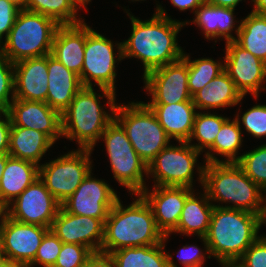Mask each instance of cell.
Masks as SVG:
<instances>
[{"mask_svg": "<svg viewBox=\"0 0 266 267\" xmlns=\"http://www.w3.org/2000/svg\"><path fill=\"white\" fill-rule=\"evenodd\" d=\"M130 16L132 33L128 40L122 42L123 59L138 58L144 65V75L148 72L174 63L183 58L184 51L179 47L176 37L188 21L180 22L167 16L161 5L150 20L142 21Z\"/></svg>", "mask_w": 266, "mask_h": 267, "instance_id": "1", "label": "cell"}, {"mask_svg": "<svg viewBox=\"0 0 266 267\" xmlns=\"http://www.w3.org/2000/svg\"><path fill=\"white\" fill-rule=\"evenodd\" d=\"M263 218L248 211L214 206L204 242L208 258L236 263L256 241Z\"/></svg>", "mask_w": 266, "mask_h": 267, "instance_id": "2", "label": "cell"}, {"mask_svg": "<svg viewBox=\"0 0 266 267\" xmlns=\"http://www.w3.org/2000/svg\"><path fill=\"white\" fill-rule=\"evenodd\" d=\"M132 204L123 207L118 198L104 222L101 252L151 246L162 243L164 234L158 229L151 206L141 194Z\"/></svg>", "mask_w": 266, "mask_h": 267, "instance_id": "3", "label": "cell"}, {"mask_svg": "<svg viewBox=\"0 0 266 267\" xmlns=\"http://www.w3.org/2000/svg\"><path fill=\"white\" fill-rule=\"evenodd\" d=\"M199 181L210 201L231 202L234 205L220 206L248 211L260 215L266 213V195L236 163L214 162L198 166Z\"/></svg>", "mask_w": 266, "mask_h": 267, "instance_id": "4", "label": "cell"}, {"mask_svg": "<svg viewBox=\"0 0 266 267\" xmlns=\"http://www.w3.org/2000/svg\"><path fill=\"white\" fill-rule=\"evenodd\" d=\"M60 25L52 18L20 10L0 52L12 63L51 54L53 39Z\"/></svg>", "mask_w": 266, "mask_h": 267, "instance_id": "5", "label": "cell"}, {"mask_svg": "<svg viewBox=\"0 0 266 267\" xmlns=\"http://www.w3.org/2000/svg\"><path fill=\"white\" fill-rule=\"evenodd\" d=\"M93 87H83L61 113L62 136L76 140L79 149H92L106 127L114 120L100 105L101 95Z\"/></svg>", "mask_w": 266, "mask_h": 267, "instance_id": "6", "label": "cell"}, {"mask_svg": "<svg viewBox=\"0 0 266 267\" xmlns=\"http://www.w3.org/2000/svg\"><path fill=\"white\" fill-rule=\"evenodd\" d=\"M114 119L123 127L135 152L147 166L170 144L171 138L160 125L155 113L144 102L117 105Z\"/></svg>", "mask_w": 266, "mask_h": 267, "instance_id": "7", "label": "cell"}, {"mask_svg": "<svg viewBox=\"0 0 266 267\" xmlns=\"http://www.w3.org/2000/svg\"><path fill=\"white\" fill-rule=\"evenodd\" d=\"M113 47L111 40L85 23L84 61L79 78L83 87H93L91 80L95 81V85L99 86L103 96L108 99L107 105L110 106L111 114L115 113L117 106L115 103V77L117 75L115 63L117 60H123L122 42L117 43L118 56L114 53Z\"/></svg>", "mask_w": 266, "mask_h": 267, "instance_id": "8", "label": "cell"}, {"mask_svg": "<svg viewBox=\"0 0 266 267\" xmlns=\"http://www.w3.org/2000/svg\"><path fill=\"white\" fill-rule=\"evenodd\" d=\"M104 139L114 178L133 192L140 194L145 188L144 173L147 165L135 152L123 127L114 119L104 130Z\"/></svg>", "mask_w": 266, "mask_h": 267, "instance_id": "9", "label": "cell"}, {"mask_svg": "<svg viewBox=\"0 0 266 267\" xmlns=\"http://www.w3.org/2000/svg\"><path fill=\"white\" fill-rule=\"evenodd\" d=\"M91 153L92 149L78 148L39 166V178L60 204L76 191L92 171Z\"/></svg>", "mask_w": 266, "mask_h": 267, "instance_id": "10", "label": "cell"}, {"mask_svg": "<svg viewBox=\"0 0 266 267\" xmlns=\"http://www.w3.org/2000/svg\"><path fill=\"white\" fill-rule=\"evenodd\" d=\"M180 146L168 145L147 166V175H152L154 186L193 187V170L201 154L189 144L179 141Z\"/></svg>", "mask_w": 266, "mask_h": 267, "instance_id": "11", "label": "cell"}, {"mask_svg": "<svg viewBox=\"0 0 266 267\" xmlns=\"http://www.w3.org/2000/svg\"><path fill=\"white\" fill-rule=\"evenodd\" d=\"M50 228L11 219L6 213L0 223V240L4 257L15 267H27L37 254Z\"/></svg>", "mask_w": 266, "mask_h": 267, "instance_id": "12", "label": "cell"}, {"mask_svg": "<svg viewBox=\"0 0 266 267\" xmlns=\"http://www.w3.org/2000/svg\"><path fill=\"white\" fill-rule=\"evenodd\" d=\"M60 207L61 204L38 178L5 208V212L16 221L51 228Z\"/></svg>", "mask_w": 266, "mask_h": 267, "instance_id": "13", "label": "cell"}, {"mask_svg": "<svg viewBox=\"0 0 266 267\" xmlns=\"http://www.w3.org/2000/svg\"><path fill=\"white\" fill-rule=\"evenodd\" d=\"M145 88L152 95L146 104H173L192 101L188 89V63L182 58L156 68L144 76Z\"/></svg>", "mask_w": 266, "mask_h": 267, "instance_id": "14", "label": "cell"}, {"mask_svg": "<svg viewBox=\"0 0 266 267\" xmlns=\"http://www.w3.org/2000/svg\"><path fill=\"white\" fill-rule=\"evenodd\" d=\"M117 199L114 189L105 181L93 178L90 171L61 207L68 213L97 218L104 223Z\"/></svg>", "mask_w": 266, "mask_h": 267, "instance_id": "15", "label": "cell"}, {"mask_svg": "<svg viewBox=\"0 0 266 267\" xmlns=\"http://www.w3.org/2000/svg\"><path fill=\"white\" fill-rule=\"evenodd\" d=\"M225 43L224 70L243 96L250 92L257 98L259 90L265 89L262 83L266 81V63L243 49L235 41Z\"/></svg>", "mask_w": 266, "mask_h": 267, "instance_id": "16", "label": "cell"}, {"mask_svg": "<svg viewBox=\"0 0 266 267\" xmlns=\"http://www.w3.org/2000/svg\"><path fill=\"white\" fill-rule=\"evenodd\" d=\"M50 229L63 243L80 244L93 253L101 252L104 223L100 219L74 215L60 207Z\"/></svg>", "mask_w": 266, "mask_h": 267, "instance_id": "17", "label": "cell"}, {"mask_svg": "<svg viewBox=\"0 0 266 267\" xmlns=\"http://www.w3.org/2000/svg\"><path fill=\"white\" fill-rule=\"evenodd\" d=\"M11 127H25L46 134L54 143L62 136L61 113L46 102L14 99L6 112Z\"/></svg>", "mask_w": 266, "mask_h": 267, "instance_id": "18", "label": "cell"}, {"mask_svg": "<svg viewBox=\"0 0 266 267\" xmlns=\"http://www.w3.org/2000/svg\"><path fill=\"white\" fill-rule=\"evenodd\" d=\"M192 192L188 187L154 186L152 192L146 187L140 194L151 206L156 225L165 235L177 228L186 198Z\"/></svg>", "mask_w": 266, "mask_h": 267, "instance_id": "19", "label": "cell"}, {"mask_svg": "<svg viewBox=\"0 0 266 267\" xmlns=\"http://www.w3.org/2000/svg\"><path fill=\"white\" fill-rule=\"evenodd\" d=\"M47 92V55L14 63L15 99L46 102Z\"/></svg>", "mask_w": 266, "mask_h": 267, "instance_id": "20", "label": "cell"}, {"mask_svg": "<svg viewBox=\"0 0 266 267\" xmlns=\"http://www.w3.org/2000/svg\"><path fill=\"white\" fill-rule=\"evenodd\" d=\"M48 92L46 103L62 113L83 88L79 75L67 69L51 54L47 55Z\"/></svg>", "mask_w": 266, "mask_h": 267, "instance_id": "21", "label": "cell"}, {"mask_svg": "<svg viewBox=\"0 0 266 267\" xmlns=\"http://www.w3.org/2000/svg\"><path fill=\"white\" fill-rule=\"evenodd\" d=\"M85 50V22L60 25L55 33L51 55L67 69L81 75Z\"/></svg>", "mask_w": 266, "mask_h": 267, "instance_id": "22", "label": "cell"}, {"mask_svg": "<svg viewBox=\"0 0 266 267\" xmlns=\"http://www.w3.org/2000/svg\"><path fill=\"white\" fill-rule=\"evenodd\" d=\"M172 139L187 142L191 136L197 109L193 101L173 104H147Z\"/></svg>", "mask_w": 266, "mask_h": 267, "instance_id": "23", "label": "cell"}, {"mask_svg": "<svg viewBox=\"0 0 266 267\" xmlns=\"http://www.w3.org/2000/svg\"><path fill=\"white\" fill-rule=\"evenodd\" d=\"M39 178V166L9 157L0 181V204L7 208L26 188Z\"/></svg>", "mask_w": 266, "mask_h": 267, "instance_id": "24", "label": "cell"}, {"mask_svg": "<svg viewBox=\"0 0 266 267\" xmlns=\"http://www.w3.org/2000/svg\"><path fill=\"white\" fill-rule=\"evenodd\" d=\"M244 96L236 88L235 83L224 70L208 86L192 96V101L197 109H214L235 106L243 100Z\"/></svg>", "mask_w": 266, "mask_h": 267, "instance_id": "25", "label": "cell"}, {"mask_svg": "<svg viewBox=\"0 0 266 267\" xmlns=\"http://www.w3.org/2000/svg\"><path fill=\"white\" fill-rule=\"evenodd\" d=\"M165 234L162 243L151 246H137L115 250L110 253L116 267H177L172 255L164 251Z\"/></svg>", "mask_w": 266, "mask_h": 267, "instance_id": "26", "label": "cell"}, {"mask_svg": "<svg viewBox=\"0 0 266 267\" xmlns=\"http://www.w3.org/2000/svg\"><path fill=\"white\" fill-rule=\"evenodd\" d=\"M54 142L44 133L25 127H11L8 154L40 166V160Z\"/></svg>", "mask_w": 266, "mask_h": 267, "instance_id": "27", "label": "cell"}, {"mask_svg": "<svg viewBox=\"0 0 266 267\" xmlns=\"http://www.w3.org/2000/svg\"><path fill=\"white\" fill-rule=\"evenodd\" d=\"M234 8L214 6L206 1L194 12L193 23L202 28L205 38H225L226 42L235 41L231 32L234 31Z\"/></svg>", "mask_w": 266, "mask_h": 267, "instance_id": "28", "label": "cell"}, {"mask_svg": "<svg viewBox=\"0 0 266 267\" xmlns=\"http://www.w3.org/2000/svg\"><path fill=\"white\" fill-rule=\"evenodd\" d=\"M203 197L197 198L194 191L186 198L181 216L174 233L187 235L198 234L205 237L210 224L214 204L210 203L207 192L204 190ZM200 199V200H199Z\"/></svg>", "mask_w": 266, "mask_h": 267, "instance_id": "29", "label": "cell"}, {"mask_svg": "<svg viewBox=\"0 0 266 267\" xmlns=\"http://www.w3.org/2000/svg\"><path fill=\"white\" fill-rule=\"evenodd\" d=\"M235 31V42L266 63V16L251 12Z\"/></svg>", "mask_w": 266, "mask_h": 267, "instance_id": "30", "label": "cell"}, {"mask_svg": "<svg viewBox=\"0 0 266 267\" xmlns=\"http://www.w3.org/2000/svg\"><path fill=\"white\" fill-rule=\"evenodd\" d=\"M239 115H236L235 119L232 121L228 118L222 125L220 132L217 134V137L213 145L208 149L210 150L205 153L206 163L214 162H237L239 156H236L239 148L242 144V131L240 127ZM220 154L221 156L226 157V160L222 161L217 159L213 153ZM228 159V160H227Z\"/></svg>", "mask_w": 266, "mask_h": 267, "instance_id": "31", "label": "cell"}, {"mask_svg": "<svg viewBox=\"0 0 266 267\" xmlns=\"http://www.w3.org/2000/svg\"><path fill=\"white\" fill-rule=\"evenodd\" d=\"M27 10L48 16L59 25H75L84 21L77 18L75 0H28Z\"/></svg>", "mask_w": 266, "mask_h": 267, "instance_id": "32", "label": "cell"}, {"mask_svg": "<svg viewBox=\"0 0 266 267\" xmlns=\"http://www.w3.org/2000/svg\"><path fill=\"white\" fill-rule=\"evenodd\" d=\"M227 119V117L211 113H196L192 133L187 142L191 144L192 139H196L199 143L191 144V146L199 152H202L205 148L209 149Z\"/></svg>", "mask_w": 266, "mask_h": 267, "instance_id": "33", "label": "cell"}, {"mask_svg": "<svg viewBox=\"0 0 266 267\" xmlns=\"http://www.w3.org/2000/svg\"><path fill=\"white\" fill-rule=\"evenodd\" d=\"M189 55L184 53L183 58L188 63V89L193 96L204 86L224 71V64L210 58L195 59L191 61Z\"/></svg>", "mask_w": 266, "mask_h": 267, "instance_id": "34", "label": "cell"}, {"mask_svg": "<svg viewBox=\"0 0 266 267\" xmlns=\"http://www.w3.org/2000/svg\"><path fill=\"white\" fill-rule=\"evenodd\" d=\"M236 163L266 193V144L242 154Z\"/></svg>", "mask_w": 266, "mask_h": 267, "instance_id": "35", "label": "cell"}, {"mask_svg": "<svg viewBox=\"0 0 266 267\" xmlns=\"http://www.w3.org/2000/svg\"><path fill=\"white\" fill-rule=\"evenodd\" d=\"M62 241L49 229L44 235L35 259L27 266L53 267L62 248Z\"/></svg>", "mask_w": 266, "mask_h": 267, "instance_id": "36", "label": "cell"}, {"mask_svg": "<svg viewBox=\"0 0 266 267\" xmlns=\"http://www.w3.org/2000/svg\"><path fill=\"white\" fill-rule=\"evenodd\" d=\"M14 99V63L0 52V109L7 112Z\"/></svg>", "mask_w": 266, "mask_h": 267, "instance_id": "37", "label": "cell"}, {"mask_svg": "<svg viewBox=\"0 0 266 267\" xmlns=\"http://www.w3.org/2000/svg\"><path fill=\"white\" fill-rule=\"evenodd\" d=\"M93 252L80 244L62 243L53 267H82Z\"/></svg>", "mask_w": 266, "mask_h": 267, "instance_id": "38", "label": "cell"}, {"mask_svg": "<svg viewBox=\"0 0 266 267\" xmlns=\"http://www.w3.org/2000/svg\"><path fill=\"white\" fill-rule=\"evenodd\" d=\"M241 120L246 131L253 137L266 136V105H254L243 113Z\"/></svg>", "mask_w": 266, "mask_h": 267, "instance_id": "39", "label": "cell"}, {"mask_svg": "<svg viewBox=\"0 0 266 267\" xmlns=\"http://www.w3.org/2000/svg\"><path fill=\"white\" fill-rule=\"evenodd\" d=\"M236 264L239 267H266V236H259Z\"/></svg>", "mask_w": 266, "mask_h": 267, "instance_id": "40", "label": "cell"}, {"mask_svg": "<svg viewBox=\"0 0 266 267\" xmlns=\"http://www.w3.org/2000/svg\"><path fill=\"white\" fill-rule=\"evenodd\" d=\"M20 11L13 3L7 0H0V45L4 33L5 39L8 36L11 28L14 26L15 19Z\"/></svg>", "mask_w": 266, "mask_h": 267, "instance_id": "41", "label": "cell"}, {"mask_svg": "<svg viewBox=\"0 0 266 267\" xmlns=\"http://www.w3.org/2000/svg\"><path fill=\"white\" fill-rule=\"evenodd\" d=\"M179 260L184 267H202L205 254L197 246L185 245L179 250Z\"/></svg>", "mask_w": 266, "mask_h": 267, "instance_id": "42", "label": "cell"}, {"mask_svg": "<svg viewBox=\"0 0 266 267\" xmlns=\"http://www.w3.org/2000/svg\"><path fill=\"white\" fill-rule=\"evenodd\" d=\"M3 116V119L0 117V155L8 154L12 125L10 116L6 112L3 114Z\"/></svg>", "mask_w": 266, "mask_h": 267, "instance_id": "43", "label": "cell"}, {"mask_svg": "<svg viewBox=\"0 0 266 267\" xmlns=\"http://www.w3.org/2000/svg\"><path fill=\"white\" fill-rule=\"evenodd\" d=\"M82 267H116L110 254L93 253Z\"/></svg>", "mask_w": 266, "mask_h": 267, "instance_id": "44", "label": "cell"}, {"mask_svg": "<svg viewBox=\"0 0 266 267\" xmlns=\"http://www.w3.org/2000/svg\"><path fill=\"white\" fill-rule=\"evenodd\" d=\"M180 11L192 9L195 12L206 0H170Z\"/></svg>", "mask_w": 266, "mask_h": 267, "instance_id": "45", "label": "cell"}, {"mask_svg": "<svg viewBox=\"0 0 266 267\" xmlns=\"http://www.w3.org/2000/svg\"><path fill=\"white\" fill-rule=\"evenodd\" d=\"M240 1L242 0H206L207 3L214 6L228 7L234 9Z\"/></svg>", "mask_w": 266, "mask_h": 267, "instance_id": "46", "label": "cell"}, {"mask_svg": "<svg viewBox=\"0 0 266 267\" xmlns=\"http://www.w3.org/2000/svg\"><path fill=\"white\" fill-rule=\"evenodd\" d=\"M254 2V9L252 12L266 16V0H252Z\"/></svg>", "mask_w": 266, "mask_h": 267, "instance_id": "47", "label": "cell"}, {"mask_svg": "<svg viewBox=\"0 0 266 267\" xmlns=\"http://www.w3.org/2000/svg\"><path fill=\"white\" fill-rule=\"evenodd\" d=\"M9 157H10L9 154L0 155V181H1V178H2V175H3V172L5 170L7 159Z\"/></svg>", "mask_w": 266, "mask_h": 267, "instance_id": "48", "label": "cell"}, {"mask_svg": "<svg viewBox=\"0 0 266 267\" xmlns=\"http://www.w3.org/2000/svg\"><path fill=\"white\" fill-rule=\"evenodd\" d=\"M11 3H13L17 8H19L20 10H27V1L28 0H7Z\"/></svg>", "mask_w": 266, "mask_h": 267, "instance_id": "49", "label": "cell"}, {"mask_svg": "<svg viewBox=\"0 0 266 267\" xmlns=\"http://www.w3.org/2000/svg\"><path fill=\"white\" fill-rule=\"evenodd\" d=\"M0 267H15L5 257L0 261Z\"/></svg>", "mask_w": 266, "mask_h": 267, "instance_id": "50", "label": "cell"}, {"mask_svg": "<svg viewBox=\"0 0 266 267\" xmlns=\"http://www.w3.org/2000/svg\"><path fill=\"white\" fill-rule=\"evenodd\" d=\"M91 0H78V6H79V8L81 7V6H83V7H85L86 8V4L87 3H89Z\"/></svg>", "mask_w": 266, "mask_h": 267, "instance_id": "51", "label": "cell"}, {"mask_svg": "<svg viewBox=\"0 0 266 267\" xmlns=\"http://www.w3.org/2000/svg\"><path fill=\"white\" fill-rule=\"evenodd\" d=\"M5 208L0 204V223L3 219V216L5 215Z\"/></svg>", "mask_w": 266, "mask_h": 267, "instance_id": "52", "label": "cell"}, {"mask_svg": "<svg viewBox=\"0 0 266 267\" xmlns=\"http://www.w3.org/2000/svg\"><path fill=\"white\" fill-rule=\"evenodd\" d=\"M223 267H239L236 263H227V264H223Z\"/></svg>", "mask_w": 266, "mask_h": 267, "instance_id": "53", "label": "cell"}, {"mask_svg": "<svg viewBox=\"0 0 266 267\" xmlns=\"http://www.w3.org/2000/svg\"><path fill=\"white\" fill-rule=\"evenodd\" d=\"M4 258V254H3V248H2V243L0 240V261Z\"/></svg>", "mask_w": 266, "mask_h": 267, "instance_id": "54", "label": "cell"}, {"mask_svg": "<svg viewBox=\"0 0 266 267\" xmlns=\"http://www.w3.org/2000/svg\"><path fill=\"white\" fill-rule=\"evenodd\" d=\"M263 224H266V213H265V215L263 217Z\"/></svg>", "mask_w": 266, "mask_h": 267, "instance_id": "55", "label": "cell"}, {"mask_svg": "<svg viewBox=\"0 0 266 267\" xmlns=\"http://www.w3.org/2000/svg\"><path fill=\"white\" fill-rule=\"evenodd\" d=\"M4 113L5 112L2 109H0V117H3L2 114H4Z\"/></svg>", "mask_w": 266, "mask_h": 267, "instance_id": "56", "label": "cell"}]
</instances>
